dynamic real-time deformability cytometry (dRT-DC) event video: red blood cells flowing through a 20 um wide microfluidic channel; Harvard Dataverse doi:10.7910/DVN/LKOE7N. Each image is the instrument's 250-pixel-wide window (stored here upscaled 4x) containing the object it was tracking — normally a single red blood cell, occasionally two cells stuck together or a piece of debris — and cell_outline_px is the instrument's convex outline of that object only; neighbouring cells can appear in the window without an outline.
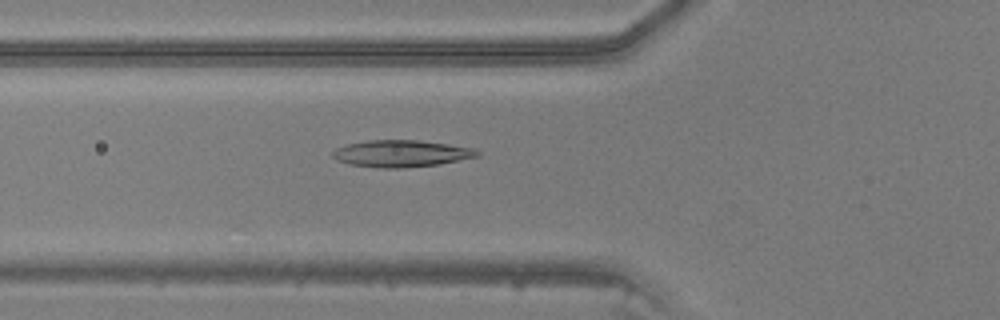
{"species": "common noctule bat (a hibernating species)", "species_latin": "Nyctalus noctula", "temperature_condition": "warm", "stored_images_in_passage": 46, "camera_frame_rate_fps": 3000, "um_per_image_px": 0.085, "animal": {"sex": "male", "body_mass_g": 20.5, "forearm_length_mm": 52.5}, "frame": {"image": 1, "passage_image": 17, "time_ms": 5.333, "image_size_px": [1000, 320], "cell_outline_px": [[480, 156], [440, 164], [404, 168], [380, 168], [348, 164], [336, 160], [332, 156], [332, 152], [336, 148], [348, 144], [368, 140], [416, 140], [448, 144], [476, 148], [480, 152]], "centroid_in_image_um": [34.12, 13.05], "position_along_channel_um": 91.7, "area_um2": 22.77}}
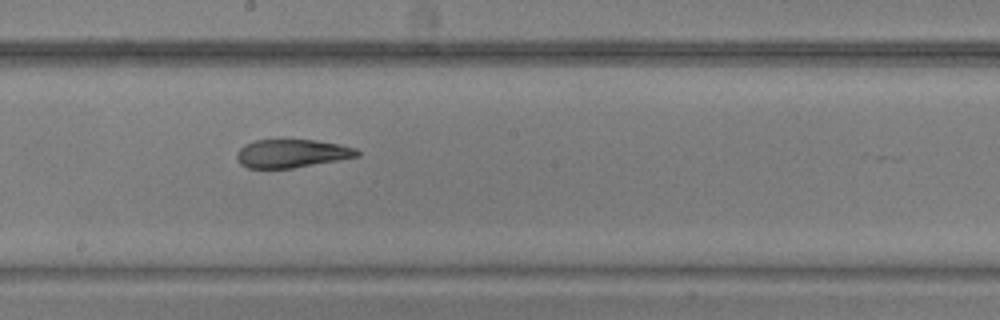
{"frame": {"image": 2, "passage_image": 26, "time_ms": 8.333, "image_size_px": [1000, 320], "cell_outline_px": [[360, 156], [292, 168], [248, 168], [240, 164], [236, 160], [236, 152], [244, 144], [256, 140], [316, 140], [340, 144], [356, 148], [360, 152]], "centroid_in_image_um": [24.78, 13.04], "position_along_channel_um": 223.4, "area_um2": 19.88}}
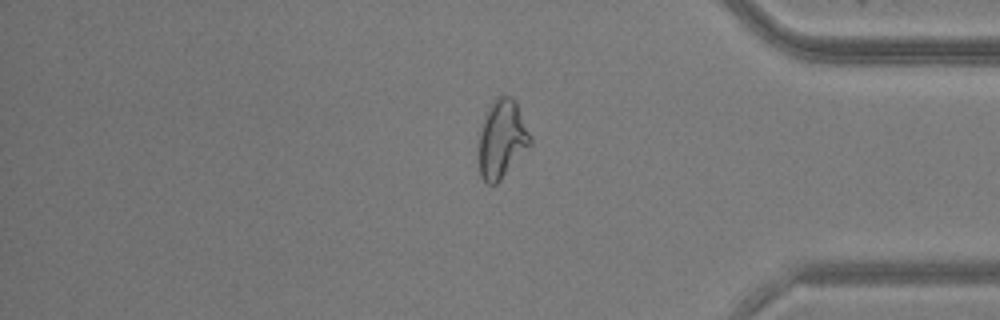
{"frame": {"image": 3, "passage_image": 39, "time_ms": 12.667, "image_size_px": [1000, 320], "cell_outline_px": [[532, 144], [500, 180], [496, 184], [488, 184], [480, 176], [480, 132], [484, 112], [492, 100], [496, 96], [508, 96], [516, 104], [532, 136]], "centroid_in_image_um": [42.67, 11.8], "position_along_channel_um": 392.5, "area_um2": 23.29}}